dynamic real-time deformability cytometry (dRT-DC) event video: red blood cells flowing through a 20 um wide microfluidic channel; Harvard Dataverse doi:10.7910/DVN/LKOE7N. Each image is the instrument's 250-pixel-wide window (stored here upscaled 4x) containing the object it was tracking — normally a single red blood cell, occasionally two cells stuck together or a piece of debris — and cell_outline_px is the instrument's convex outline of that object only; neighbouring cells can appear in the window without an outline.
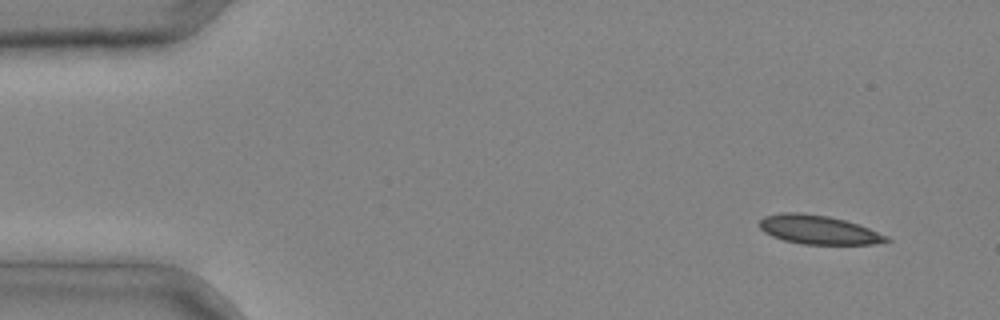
{"species": "common noctule bat (a hibernating species)", "species_latin": "Nyctalus noctula", "temperature_condition": "cold", "stored_images_in_passage": 4, "camera_frame_rate_fps": 3000, "um_per_image_px": 0.085, "animal": {"sex": "male", "body_mass_g": 20.4}, "frame": {"image": 1, "passage_image": 1, "time_ms": 0.0, "image_size_px": [1000, 320], "cell_outline_px": [[892, 240], [872, 244], [804, 244], [784, 240], [772, 236], [764, 232], [760, 228], [760, 220], [764, 216], [780, 212], [804, 212], [828, 216], [844, 220], [868, 228], [888, 236]], "centroid_in_image_um": [69.54, 19.52], "position_along_channel_um": 15.5, "area_um2": 21.27}}